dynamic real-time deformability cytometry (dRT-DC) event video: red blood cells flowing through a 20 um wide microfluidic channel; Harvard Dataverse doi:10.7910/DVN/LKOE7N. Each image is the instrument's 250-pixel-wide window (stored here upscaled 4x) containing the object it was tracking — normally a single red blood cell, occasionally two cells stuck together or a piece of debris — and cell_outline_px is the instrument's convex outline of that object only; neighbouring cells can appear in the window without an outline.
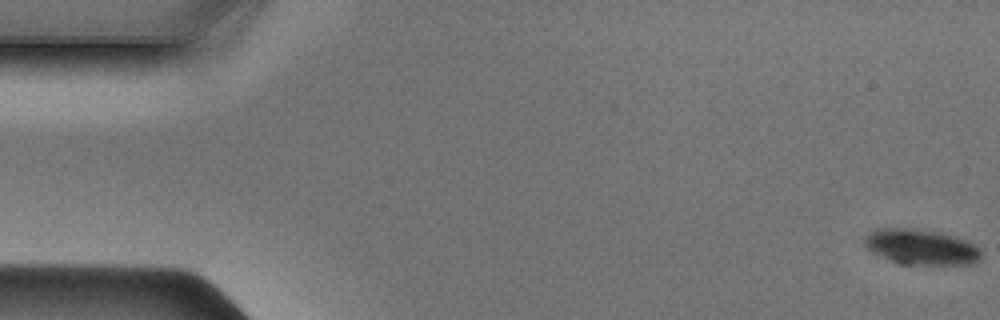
{"species": "Egyptian fruit bat (a non-hibernating species)", "species_latin": "Rousettus aegyptiacus", "temperature_condition": "cold", "stored_images_in_passage": 49, "camera_frame_rate_fps": 3000, "um_per_image_px": 0.085, "animal": {"sex": "male"}, "frame": {"image": 1, "passage_image": 1, "time_ms": 0.0, "image_size_px": [1000, 320], "cell_outline_px": [[980, 260], [972, 264], [896, 264], [872, 252], [864, 244], [864, 236], [876, 228], [916, 228], [952, 236], [964, 240], [980, 248]], "centroid_in_image_um": [78.24, 21.0], "position_along_channel_um": 6.8, "area_um2": 23.99}}
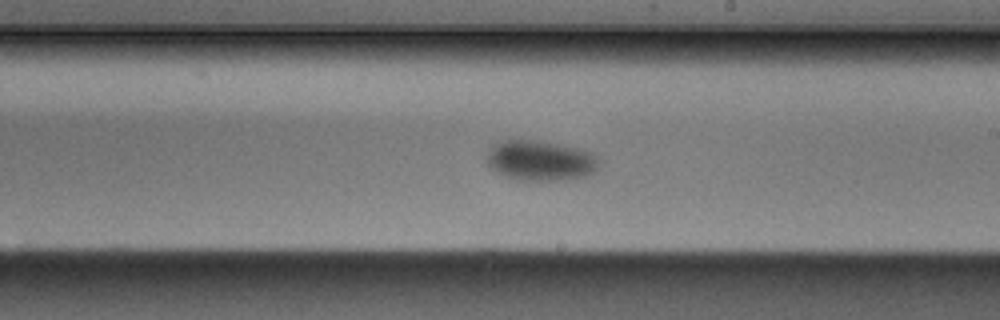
{"frame": {"image": 2, "passage_image": 28, "time_ms": 9.0, "image_size_px": [1000, 320], "cell_outline_px": [[604, 160], [596, 172], [588, 176], [564, 180], [516, 180], [496, 172], [488, 168], [484, 160], [484, 156], [496, 144], [504, 140], [540, 140], [560, 144], [592, 152]], "centroid_in_image_um": [45.98, 13.66], "position_along_channel_um": 243.0, "area_um2": 27.05}}
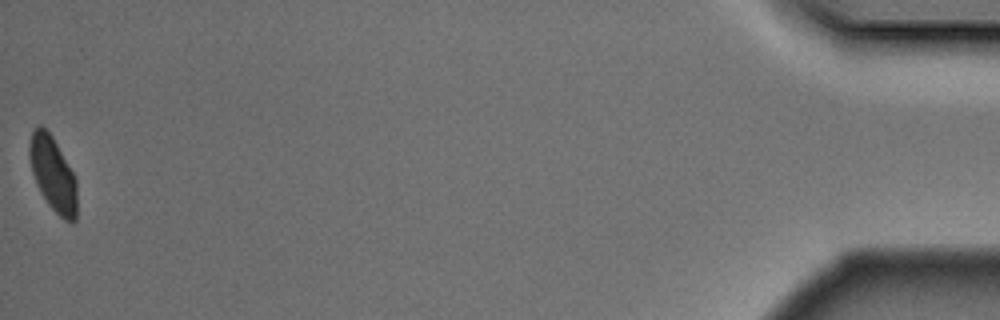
{"frame": {"image": 3, "passage_image": 49, "time_ms": 16.0, "image_size_px": [1000, 320], "cell_outline_px": [[76, 220], [72, 224], [64, 220], [48, 204], [40, 192], [36, 184], [32, 172], [28, 156], [28, 148], [32, 132], [40, 124], [52, 136], [76, 176]], "centroid_in_image_um": [4.5, 14.81], "position_along_channel_um": 430.7, "area_um2": 20.75}}